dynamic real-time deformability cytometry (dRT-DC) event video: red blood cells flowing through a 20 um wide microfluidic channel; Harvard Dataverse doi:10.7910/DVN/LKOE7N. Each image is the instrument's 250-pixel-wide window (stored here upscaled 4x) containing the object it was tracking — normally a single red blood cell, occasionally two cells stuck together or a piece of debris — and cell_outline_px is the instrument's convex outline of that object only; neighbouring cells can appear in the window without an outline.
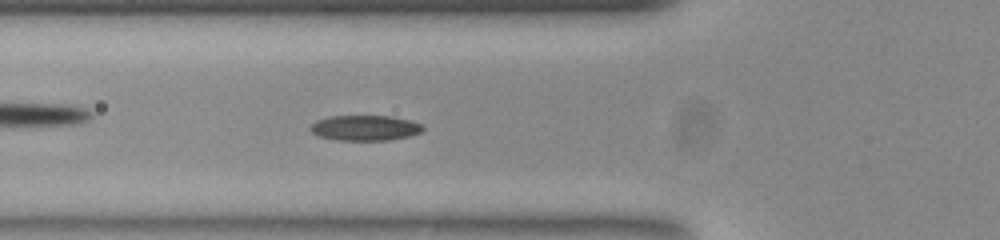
{"species": "common noctule bat (a hibernating species)", "species_latin": "Nyctalus noctula", "temperature_condition": "room temperature", "stored_images_in_passage": 51, "camera_frame_rate_fps": 3000, "um_per_image_px": 0.085, "animal": {"sex": "female", "body_mass_g": 23.0, "forearm_length_mm": 53.4}, "frame": {"image": 1, "passage_image": 19, "time_ms": 6.0, "image_size_px": [1000, 240], "cell_outline_px": [[424, 128], [420, 132], [408, 136], [388, 140], [336, 140], [320, 136], [312, 132], [312, 124], [316, 120], [332, 116], [392, 116], [408, 120], [420, 124]], "centroid_in_image_um": [31.02, 10.87], "position_along_channel_um": 94.8, "area_um2": 16.3}}
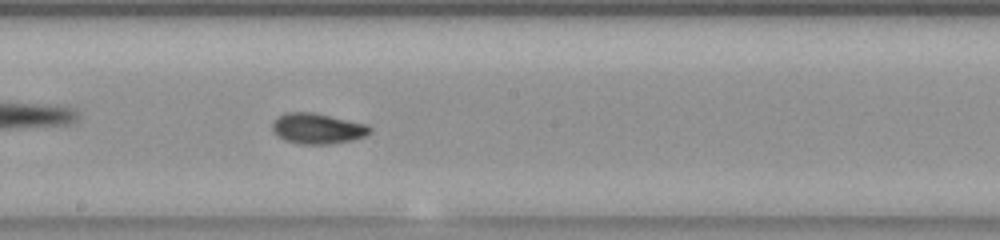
{"frame": {"image": 2, "passage_image": 29, "time_ms": 9.333, "image_size_px": [1000, 240], "cell_outline_px": [[372, 132], [364, 136], [352, 140], [332, 144], [300, 144], [284, 140], [272, 128], [272, 124], [284, 112], [312, 112], [368, 124], [372, 128]], "centroid_in_image_um": [27.04, 10.93], "position_along_channel_um": 221.2, "area_um2": 17.28}}
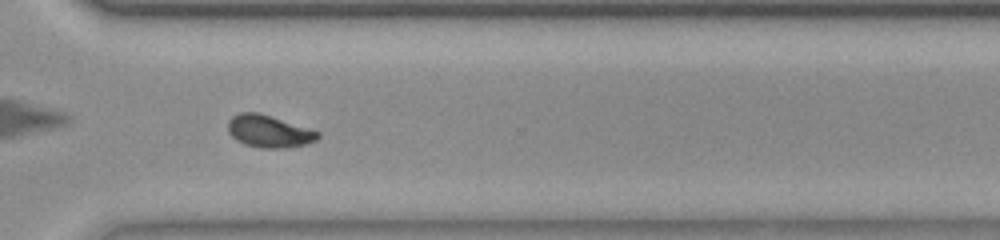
{"frame": {"image": 3, "passage_image": 39, "time_ms": 12.667, "image_size_px": [1000, 240], "cell_outline_px": [[320, 136], [316, 140], [308, 144], [288, 148], [260, 148], [244, 144], [236, 140], [228, 132], [228, 120], [232, 116], [240, 112], [260, 112], [320, 132]], "centroid_in_image_um": [22.86, 11.16], "position_along_channel_um": 347.7, "area_um2": 17.11}, "authors_computed_cell_mechanics": {"area_um2": 16.184, "velocity_mm_per_s": 3.7941, "shape_relaxation_time_tau1_ms": 3.9355, "shape_relaxation_time_tau2_ms": 1.8576, "deformation_change_tau1": 0.1514, "deformation_change_tau2": 0.0641}}